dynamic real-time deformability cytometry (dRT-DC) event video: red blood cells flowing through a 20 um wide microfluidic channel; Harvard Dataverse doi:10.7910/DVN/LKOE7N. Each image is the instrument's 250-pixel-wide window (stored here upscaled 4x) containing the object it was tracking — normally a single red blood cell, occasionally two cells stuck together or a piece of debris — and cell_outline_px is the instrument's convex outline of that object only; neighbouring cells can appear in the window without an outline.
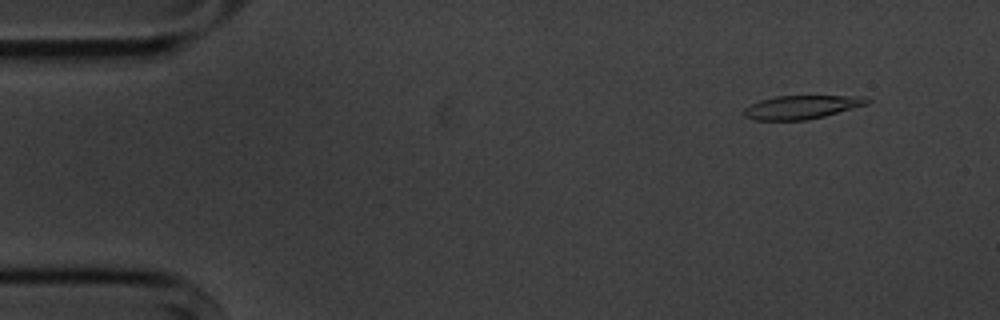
{"species": "common noctule bat (a hibernating species)", "species_latin": "Nyctalus noctula", "temperature_condition": "cold", "stored_images_in_passage": 5, "camera_frame_rate_fps": 3000, "um_per_image_px": 0.085, "animal": {"sex": "male", "body_mass_g": 20.1, "forearm_length_mm": 53.5}, "frame": {"image": 1, "passage_image": 2, "time_ms": 1.0, "image_size_px": [1000, 320], "cell_outline_px": [[872, 100], [868, 104], [824, 116], [808, 120], [752, 120], [744, 116], [744, 108], [760, 100], [776, 96], [860, 96]], "centroid_in_image_um": [68.12, 9.11], "position_along_channel_um": 16.9, "area_um2": 16.82}}
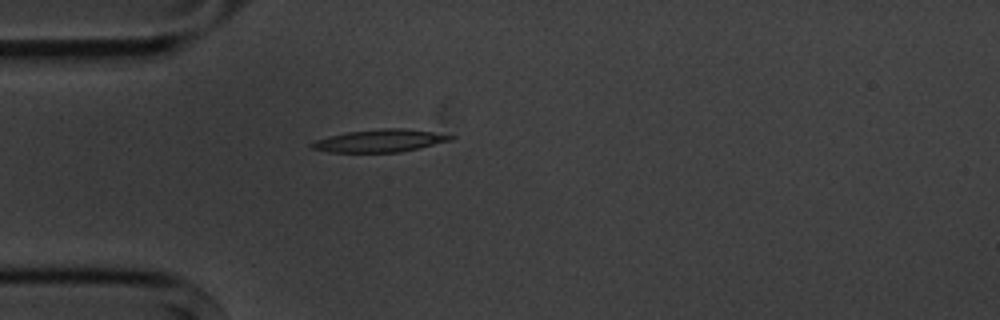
{"frame": {"image": 2, "passage_image": 5, "time_ms": 4.333, "image_size_px": [1000, 320], "cell_outline_px": [[456, 136], [452, 140], [400, 152], [328, 152], [312, 148], [308, 144], [316, 140], [328, 136], [348, 132], [384, 128], [400, 128], [432, 132]], "centroid_in_image_um": [32.26, 11.96], "position_along_channel_um": 52.7, "area_um2": 18.03}}